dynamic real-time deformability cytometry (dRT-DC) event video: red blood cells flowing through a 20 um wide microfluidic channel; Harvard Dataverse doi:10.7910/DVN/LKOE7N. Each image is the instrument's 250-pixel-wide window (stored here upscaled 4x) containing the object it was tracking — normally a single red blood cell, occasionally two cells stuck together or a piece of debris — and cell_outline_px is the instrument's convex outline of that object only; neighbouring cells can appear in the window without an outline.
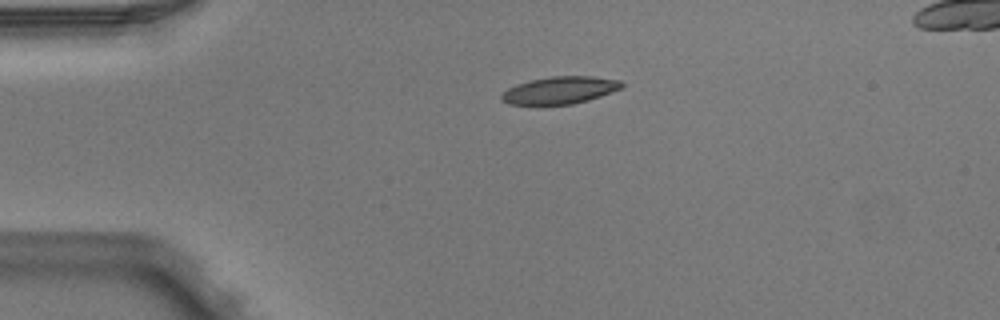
{"species": "Egyptian fruit bat (a non-hibernating species)", "species_latin": "Rousettus aegyptiacus", "temperature_condition": "warm", "stored_images_in_passage": 3, "segment_of_instrument_passage": [1, 2], "camera_frame_rate_fps": 3000, "um_per_image_px": 0.085, "animal": {"sex": "male"}, "frame": {"image": 1, "passage_image": 1, "time_ms": 0.0, "image_size_px": [1000, 320], "cell_outline_px": [[624, 88], [588, 100], [572, 104], [508, 104], [500, 100], [500, 96], [508, 88], [516, 84], [528, 80], [552, 76], [592, 76], [620, 80], [624, 84]], "centroid_in_image_um": [47.6, 7.66], "position_along_channel_um": 37.4, "area_um2": 19.19}}